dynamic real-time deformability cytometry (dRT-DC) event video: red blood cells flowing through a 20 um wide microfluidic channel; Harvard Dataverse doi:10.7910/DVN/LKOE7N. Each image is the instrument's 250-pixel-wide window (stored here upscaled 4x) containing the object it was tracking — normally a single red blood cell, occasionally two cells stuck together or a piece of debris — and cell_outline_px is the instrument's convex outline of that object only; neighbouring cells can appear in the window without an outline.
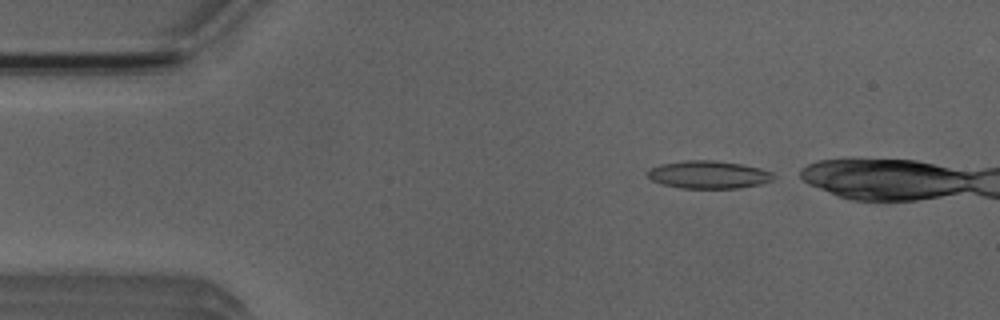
{"species": "Egyptian fruit bat (a non-hibernating species)", "species_latin": "Rousettus aegyptiacus", "temperature_condition": "room temperature", "stored_images_in_passage": 4, "camera_frame_rate_fps": 3000, "um_per_image_px": 0.085, "animal": {"sex": "male"}, "frame": {"image": 1, "passage_image": 1, "time_ms": 0.0, "image_size_px": [1000, 320], "cell_outline_px": [[776, 176], [772, 180], [760, 184], [740, 188], [680, 188], [660, 184], [652, 180], [644, 172], [648, 168], [660, 164], [684, 160], [712, 160], [740, 164], [760, 168], [772, 172]], "centroid_in_image_um": [60.18, 14.84], "position_along_channel_um": 24.8, "area_um2": 20.58}}